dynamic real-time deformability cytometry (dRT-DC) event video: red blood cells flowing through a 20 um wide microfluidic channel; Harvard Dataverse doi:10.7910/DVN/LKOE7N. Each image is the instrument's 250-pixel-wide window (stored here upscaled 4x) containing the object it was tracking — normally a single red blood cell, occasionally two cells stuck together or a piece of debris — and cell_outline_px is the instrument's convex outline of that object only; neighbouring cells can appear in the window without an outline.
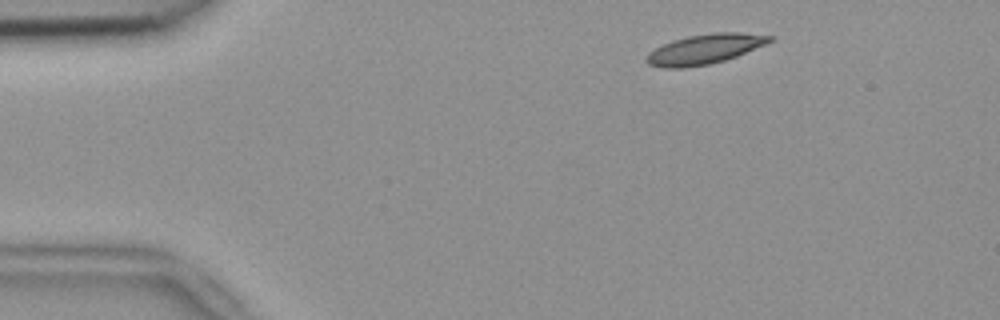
{"species": "common noctule bat (a hibernating species)", "species_latin": "Nyctalus noctula", "temperature_condition": "room temperature", "stored_images_in_passage": 49, "camera_frame_rate_fps": 3000, "um_per_image_px": 0.085, "animal": {"sex": "female", "body_mass_g": 18.4}, "frame": {"image": 1, "passage_image": 4, "time_ms": 1.0, "image_size_px": [1000, 320], "cell_outline_px": [[776, 36], [772, 40], [764, 44], [736, 56], [724, 60], [708, 64], [684, 68], [664, 68], [648, 64], [644, 60], [648, 52], [672, 40], [688, 36], [712, 32], [740, 32]], "centroid_in_image_um": [59.87, 4.17], "position_along_channel_um": 25.1, "area_um2": 21.33}}
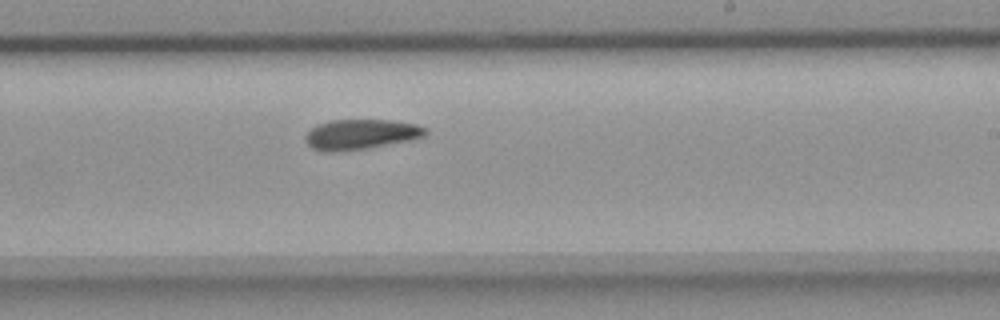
{"frame": {"image": 2, "passage_image": 28, "time_ms": 9.0, "image_size_px": [1000, 320], "cell_outline_px": [[428, 132], [424, 136], [412, 140], [368, 148], [332, 152], [328, 152], [312, 148], [308, 144], [304, 136], [316, 124], [332, 120], [392, 120], [416, 124], [428, 128]], "centroid_in_image_um": [30.7, 11.41], "position_along_channel_um": 258.3, "area_um2": 21.15}}
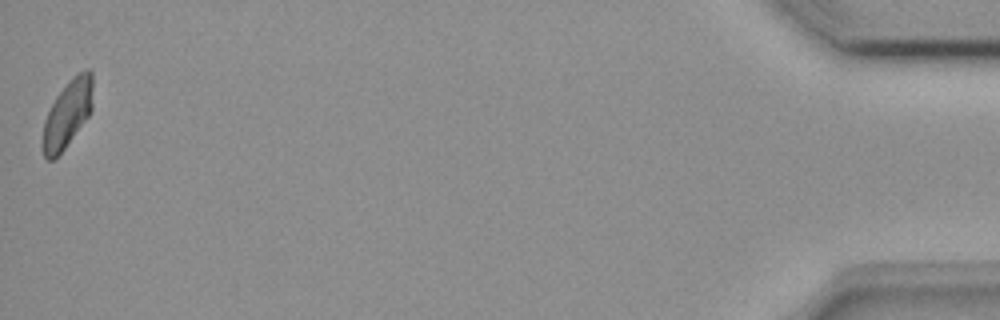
{"frame": {"image": 3, "passage_image": 49, "time_ms": 16.0, "image_size_px": [1000, 320], "cell_outline_px": [[92, 108], [88, 116], [64, 148], [52, 160], [48, 160], [44, 156], [40, 144], [44, 120], [56, 96], [72, 76], [76, 72], [88, 68], [92, 72]], "centroid_in_image_um": [5.71, 9.65], "position_along_channel_um": 429.5, "area_um2": 19.65}}